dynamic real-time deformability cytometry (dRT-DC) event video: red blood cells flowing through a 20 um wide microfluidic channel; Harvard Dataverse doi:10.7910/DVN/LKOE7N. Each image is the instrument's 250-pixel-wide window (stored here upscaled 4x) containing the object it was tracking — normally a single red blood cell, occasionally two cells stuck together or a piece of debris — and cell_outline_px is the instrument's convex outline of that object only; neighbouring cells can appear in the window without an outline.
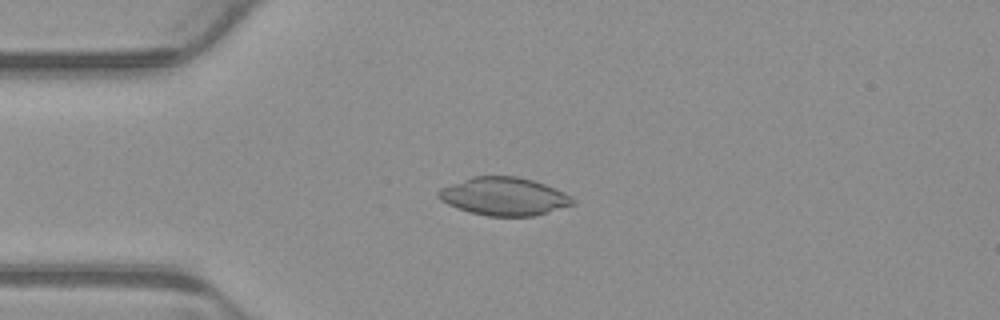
{"species": "common noctule bat (a hibernating species)", "species_latin": "Nyctalus noctula", "temperature_condition": "warm", "stored_images_in_passage": 6, "camera_frame_rate_fps": 3000, "um_per_image_px": 0.085, "animal": {"sex": "male", "body_mass_g": 23.1, "forearm_length_mm": 52.7}, "frame": {"image": 1, "passage_image": 4, "time_ms": 1.0, "image_size_px": [1000, 320], "cell_outline_px": [[576, 204], [536, 216], [488, 216], [472, 212], [448, 204], [440, 200], [436, 196], [436, 192], [440, 188], [472, 176], [516, 176], [532, 180], [544, 184], [564, 192], [576, 200]], "centroid_in_image_um": [42.86, 16.69], "position_along_channel_um": 42.1, "area_um2": 29.77}}
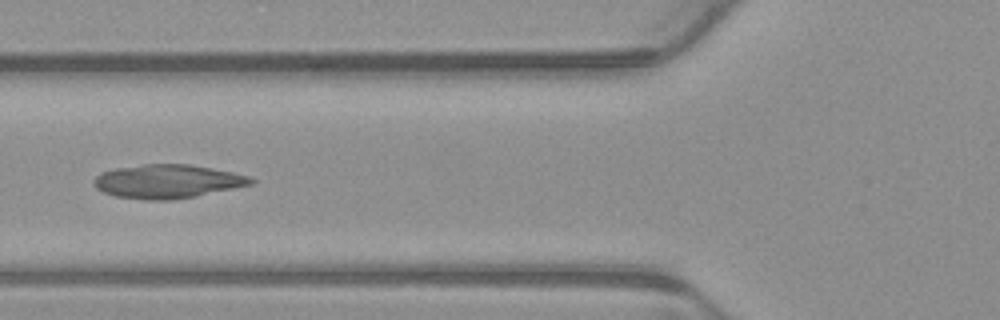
{"frame": {"image": 2, "passage_image": 6, "time_ms": 1.667, "image_size_px": [1000, 320], "cell_outline_px": [[256, 180], [252, 184], [196, 196], [172, 200], [144, 200], [116, 196], [104, 192], [96, 188], [92, 184], [92, 180], [100, 172], [116, 168], [144, 164], [188, 164], [212, 168], [232, 172], [248, 176]], "centroid_in_image_um": [14.2, 15.42], "position_along_channel_um": 111.6, "area_um2": 30.87}}